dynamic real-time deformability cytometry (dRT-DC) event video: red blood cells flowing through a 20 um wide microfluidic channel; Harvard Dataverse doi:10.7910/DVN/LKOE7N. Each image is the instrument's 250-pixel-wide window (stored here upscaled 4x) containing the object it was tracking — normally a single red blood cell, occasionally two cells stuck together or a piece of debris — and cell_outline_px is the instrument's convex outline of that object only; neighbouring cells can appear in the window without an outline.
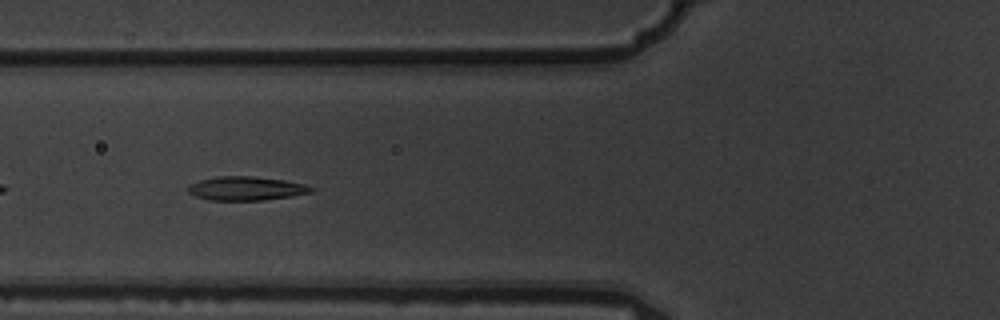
{"species": "common noctule bat (a hibernating species)", "species_latin": "Nyctalus noctula", "temperature_condition": "warm", "stored_images_in_passage": 9, "camera_frame_rate_fps": 3000, "um_per_image_px": 0.085, "animal": {"sex": "male", "body_mass_g": 19.5, "forearm_length_mm": 54.6}, "frame": {"image": 1, "passage_image": 7, "time_ms": 2.0, "image_size_px": [1000, 320], "cell_outline_px": [[316, 188], [312, 192], [292, 196], [264, 200], [208, 200], [196, 196], [188, 192], [188, 184], [200, 180], [216, 176], [252, 176], [284, 180], [304, 184]], "centroid_in_image_um": [20.92, 16.01], "position_along_channel_um": 104.9, "area_um2": 17.17}}
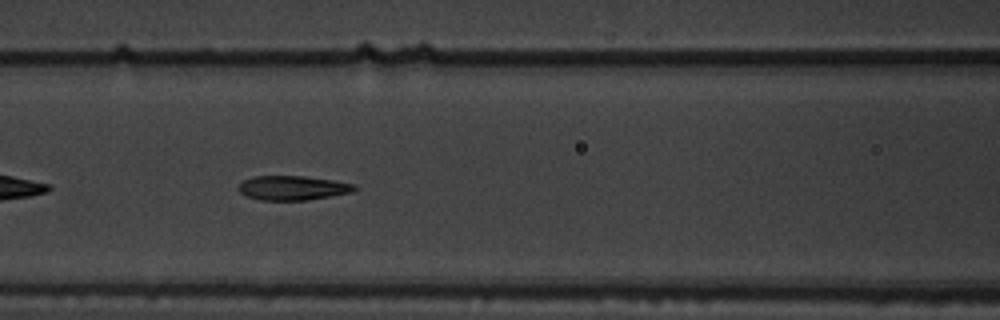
{"frame": {"image": 2, "passage_image": 8, "time_ms": 2.333, "image_size_px": [1000, 320], "cell_outline_px": [[360, 188], [352, 192], [308, 200], [260, 200], [248, 196], [240, 192], [236, 188], [244, 180], [256, 176], [304, 176], [332, 180], [356, 184]], "centroid_in_image_um": [24.92, 15.97], "position_along_channel_um": 141.7, "area_um2": 16.47}}
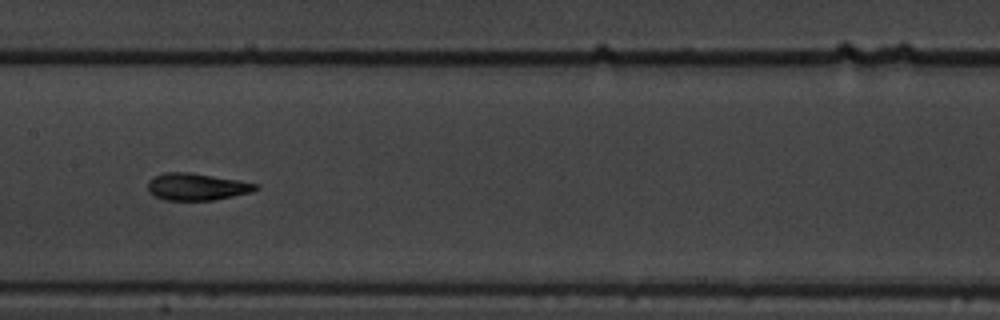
{"frame": {"image": 3, "passage_image": 9, "time_ms": 2.667, "image_size_px": [1000, 320], "cell_outline_px": [[260, 188], [252, 192], [216, 200], [164, 200], [148, 192], [148, 180], [164, 172], [188, 172], [240, 180], [260, 184]], "centroid_in_image_um": [16.76, 15.87], "position_along_channel_um": 190.6, "area_um2": 17.17}}